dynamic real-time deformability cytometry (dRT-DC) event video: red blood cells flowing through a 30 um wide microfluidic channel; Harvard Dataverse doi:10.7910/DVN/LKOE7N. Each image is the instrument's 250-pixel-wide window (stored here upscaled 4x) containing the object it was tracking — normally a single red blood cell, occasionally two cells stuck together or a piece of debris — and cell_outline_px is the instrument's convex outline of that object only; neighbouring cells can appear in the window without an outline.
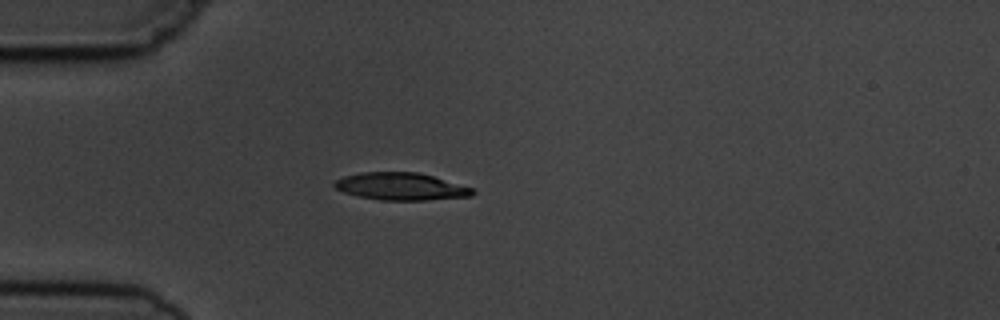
{"species": "common noctule bat (a hibernating species)", "species_latin": "Nyctalus noctula", "temperature_condition": "cold", "stored_images_in_passage": 4, "camera_frame_rate_fps": 3000, "um_per_image_px": 0.085, "animal": {"sex": "male", "body_mass_g": 19.5, "forearm_length_mm": 54.6}, "frame": {"image": 1, "passage_image": 4, "time_ms": 3.333, "image_size_px": [1000, 320], "cell_outline_px": [[476, 192], [472, 196], [424, 200], [380, 200], [360, 196], [344, 192], [336, 188], [332, 184], [336, 180], [344, 176], [360, 172], [416, 172], [432, 176], [476, 188]], "centroid_in_image_um": [34.12, 15.84], "position_along_channel_um": 50.9, "area_um2": 22.02}}